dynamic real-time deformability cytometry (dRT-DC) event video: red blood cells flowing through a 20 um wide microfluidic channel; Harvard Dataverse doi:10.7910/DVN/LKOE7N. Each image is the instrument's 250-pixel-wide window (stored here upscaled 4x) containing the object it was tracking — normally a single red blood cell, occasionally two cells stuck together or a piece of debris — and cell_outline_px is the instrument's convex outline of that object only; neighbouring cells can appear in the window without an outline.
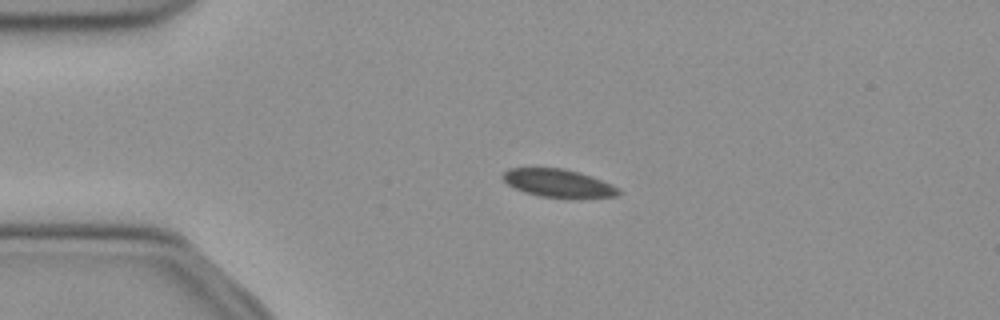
{"species": "common noctule bat (a hibernating species)", "species_latin": "Nyctalus noctula", "temperature_condition": "cold", "stored_images_in_passage": 41, "camera_frame_rate_fps": 3000, "um_per_image_px": 0.085, "animal": {"sex": "female", "body_mass_g": 21.9}, "frame": {"image": 1, "passage_image": 1, "time_ms": 0.0, "image_size_px": [1000, 320], "cell_outline_px": [[620, 196], [580, 200], [572, 200], [540, 196], [524, 192], [508, 184], [500, 176], [508, 168], [564, 168], [580, 172], [592, 176], [612, 184], [620, 188]], "centroid_in_image_um": [47.55, 15.61], "position_along_channel_um": 37.5, "area_um2": 19.71}}
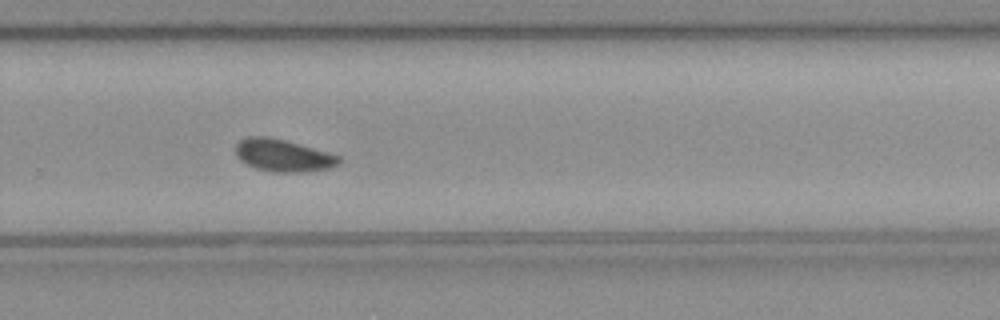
{"frame": {"image": 2, "passage_image": 24, "time_ms": 7.667, "image_size_px": [1000, 320], "cell_outline_px": [[340, 164], [332, 168], [304, 172], [272, 172], [256, 168], [240, 160], [236, 156], [236, 144], [240, 140], [248, 136], [268, 136], [284, 140], [328, 152], [340, 156]], "centroid_in_image_um": [24.07, 13.22], "position_along_channel_um": 305.7, "area_um2": 19.48}}
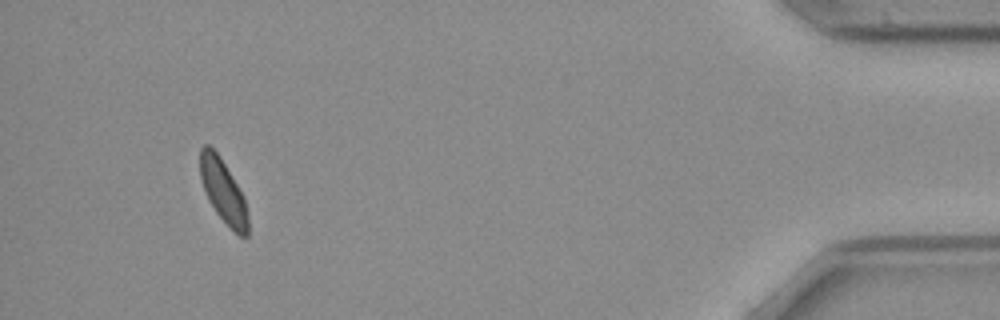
{"frame": {"image": 3, "passage_image": 38, "time_ms": 12.333, "image_size_px": [1000, 320], "cell_outline_px": [[248, 236], [240, 236], [216, 212], [208, 200], [200, 176], [200, 148], [204, 144], [208, 144], [220, 156], [244, 196], [248, 212]], "centroid_in_image_um": [18.97, 16.22], "position_along_channel_um": 416.2, "area_um2": 17.46}, "authors_computed_cell_mechanics": {"area_um2": 19.652, "velocity_mm_per_s": 3.9293, "shape_relaxation_time_tau1_ms": 4.7045, "shape_relaxation_time_tau2_ms": null, "deformation_change_tau1": 0.0693, "deformation_change_tau2": null}}